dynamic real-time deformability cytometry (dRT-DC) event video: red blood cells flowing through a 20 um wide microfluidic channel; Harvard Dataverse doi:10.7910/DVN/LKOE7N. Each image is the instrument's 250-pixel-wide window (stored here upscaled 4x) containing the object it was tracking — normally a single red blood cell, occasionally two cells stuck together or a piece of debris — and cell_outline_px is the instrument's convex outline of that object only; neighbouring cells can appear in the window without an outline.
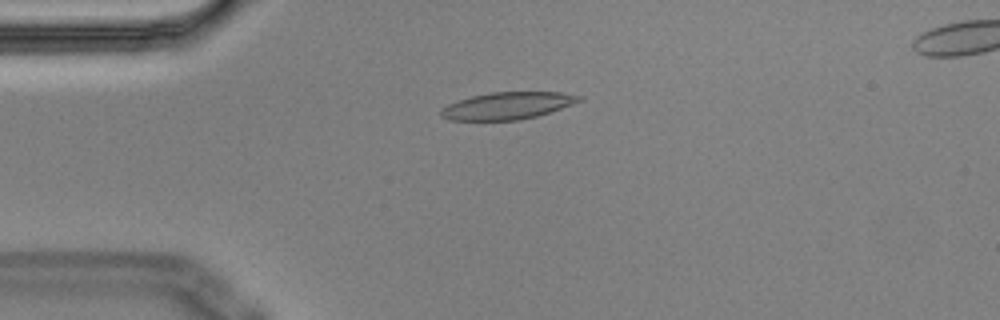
{"species": "Egyptian fruit bat (a non-hibernating species)", "species_latin": "Rousettus aegyptiacus", "temperature_condition": "cold", "stored_images_in_passage": 6, "camera_frame_rate_fps": 3000, "um_per_image_px": 0.085, "animal": {"sex": "male"}, "frame": {"image": 1, "passage_image": 4, "time_ms": 1.0, "image_size_px": [1000, 320], "cell_outline_px": [[584, 100], [536, 116], [520, 120], [448, 120], [440, 116], [440, 108], [448, 104], [472, 96], [488, 92], [560, 92], [584, 96]], "centroid_in_image_um": [43.12, 8.98], "position_along_channel_um": 41.9, "area_um2": 21.85}}